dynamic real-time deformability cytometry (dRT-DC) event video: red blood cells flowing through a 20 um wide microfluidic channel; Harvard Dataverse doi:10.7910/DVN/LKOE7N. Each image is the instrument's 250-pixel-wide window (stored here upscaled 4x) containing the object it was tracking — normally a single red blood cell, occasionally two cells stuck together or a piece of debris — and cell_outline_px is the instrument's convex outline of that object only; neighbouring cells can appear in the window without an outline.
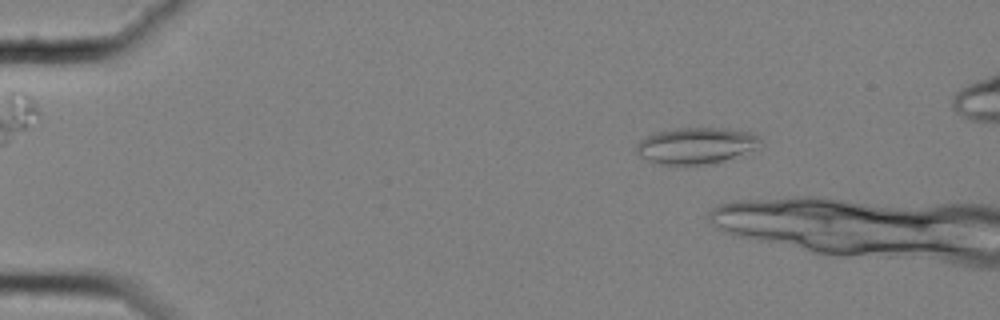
{"species": "common noctule bat (a hibernating species)", "species_latin": "Nyctalus noctula", "temperature_condition": "cold", "stored_images_in_passage": 14, "camera_frame_rate_fps": 3000, "um_per_image_px": 0.085, "animal": {"sex": "female", "body_mass_g": 25.1}, "frame": {"image": 1, "passage_image": 10, "time_ms": 3.0, "image_size_px": [1000, 320], "cell_outline_px": [[760, 140], [752, 148], [732, 156], [720, 160], [700, 164], [660, 164], [648, 160], [640, 156], [636, 152], [636, 144], [640, 140], [652, 132], [676, 128], [720, 128], [752, 132], [760, 136]], "centroid_in_image_um": [59.04, 12.34], "position_along_channel_um": 26.0, "area_um2": 25.49}}